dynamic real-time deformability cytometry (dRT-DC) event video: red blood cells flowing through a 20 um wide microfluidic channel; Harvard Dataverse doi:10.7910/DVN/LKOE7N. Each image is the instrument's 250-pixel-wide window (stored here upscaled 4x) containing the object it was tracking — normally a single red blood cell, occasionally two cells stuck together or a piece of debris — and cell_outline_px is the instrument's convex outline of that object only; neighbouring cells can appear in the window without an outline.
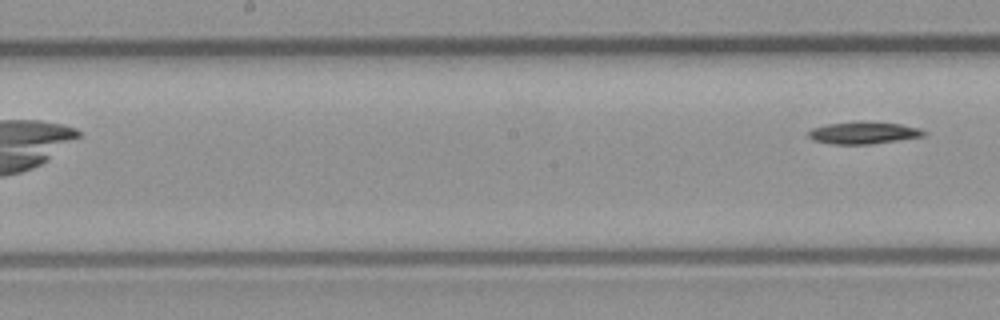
{"species": "common noctule bat (a hibernating species)", "species_latin": "Nyctalus noctula", "temperature_condition": "room temperature", "stored_images_in_passage": 9, "camera_frame_rate_fps": 3000, "um_per_image_px": 0.085, "animal": {"sex": "male", "body_mass_g": 23.1, "forearm_length_mm": 52.7}, "frame": {"image": 1, "passage_image": 9, "time_ms": 2.667, "image_size_px": [1000, 320], "cell_outline_px": [[928, 132], [924, 136], [868, 144], [832, 144], [812, 140], [808, 136], [808, 132], [812, 128], [828, 124], [860, 120], [868, 120], [900, 124], [920, 128]], "centroid_in_image_um": [73.39, 11.27], "position_along_channel_um": 174.8, "area_um2": 15.09}}